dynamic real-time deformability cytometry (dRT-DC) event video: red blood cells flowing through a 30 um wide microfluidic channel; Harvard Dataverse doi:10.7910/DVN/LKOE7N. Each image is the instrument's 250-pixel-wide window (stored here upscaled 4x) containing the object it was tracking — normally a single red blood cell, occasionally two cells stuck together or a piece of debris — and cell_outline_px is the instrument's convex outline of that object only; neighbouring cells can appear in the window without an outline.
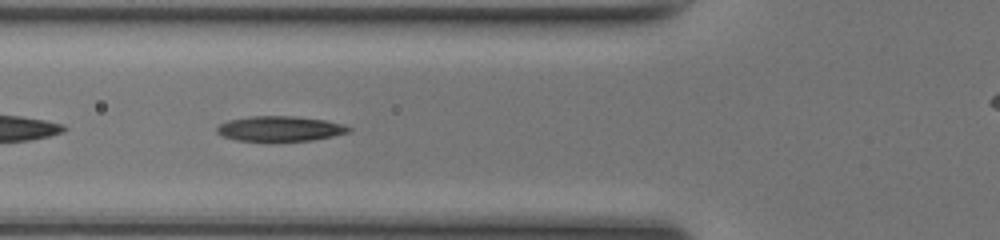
{"species": "common noctule bat (a hibernating species)", "species_latin": "Nyctalus noctula", "temperature_condition": "room temperature", "stored_images_in_passage": 50, "camera_frame_rate_fps": 3000, "um_per_image_px": 0.085, "animal": {"sex": "female", "body_mass_g": 17.0, "forearm_length_mm": 48.0}, "frame": {"image": 1, "passage_image": 18, "time_ms": 5.667, "image_size_px": [1000, 240], "cell_outline_px": [[352, 128], [348, 132], [332, 136], [312, 140], [236, 140], [224, 136], [216, 132], [216, 128], [220, 124], [228, 120], [248, 116], [292, 116], [324, 120], [344, 124]], "centroid_in_image_um": [23.79, 10.92], "position_along_channel_um": 102.0, "area_um2": 18.96}}
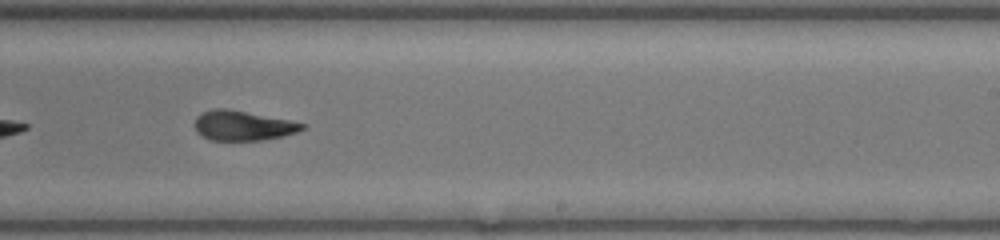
{"frame": {"image": 2, "passage_image": 30, "time_ms": 9.667, "image_size_px": [1000, 240], "cell_outline_px": [[304, 128], [296, 132], [280, 136], [260, 140], [208, 140], [196, 132], [196, 116], [204, 112], [216, 108], [228, 108], [288, 120], [304, 124]], "centroid_in_image_um": [20.59, 10.67], "position_along_channel_um": 268.4, "area_um2": 18.32}}
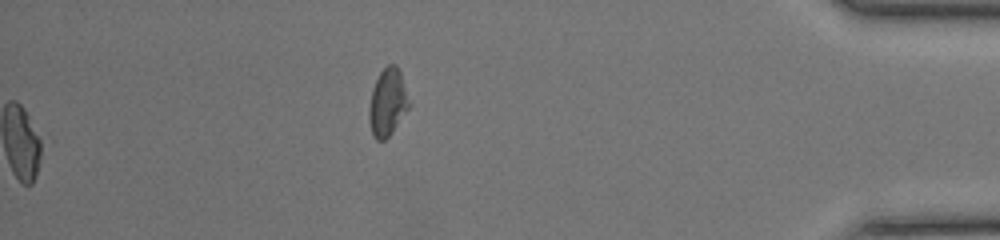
{"frame": {"image": 3, "passage_image": 50, "time_ms": 16.333, "image_size_px": [1000, 240], "cell_outline_px": [[408, 108], [392, 132], [384, 140], [376, 140], [372, 136], [368, 120], [368, 108], [372, 88], [380, 72], [388, 64], [396, 64], [400, 72], [408, 104]], "centroid_in_image_um": [32.88, 8.73], "position_along_channel_um": 402.3, "area_um2": 15.37}, "authors_computed_cell_mechanics": {"area_um2": 19.0162, "velocity_mm_per_s": 4.168, "shape_relaxation_time_tau1_ms": null, "shape_relaxation_time_tau2_ms": 1.6153, "deformation_change_tau1": null, "deformation_change_tau2": 0.0858}}